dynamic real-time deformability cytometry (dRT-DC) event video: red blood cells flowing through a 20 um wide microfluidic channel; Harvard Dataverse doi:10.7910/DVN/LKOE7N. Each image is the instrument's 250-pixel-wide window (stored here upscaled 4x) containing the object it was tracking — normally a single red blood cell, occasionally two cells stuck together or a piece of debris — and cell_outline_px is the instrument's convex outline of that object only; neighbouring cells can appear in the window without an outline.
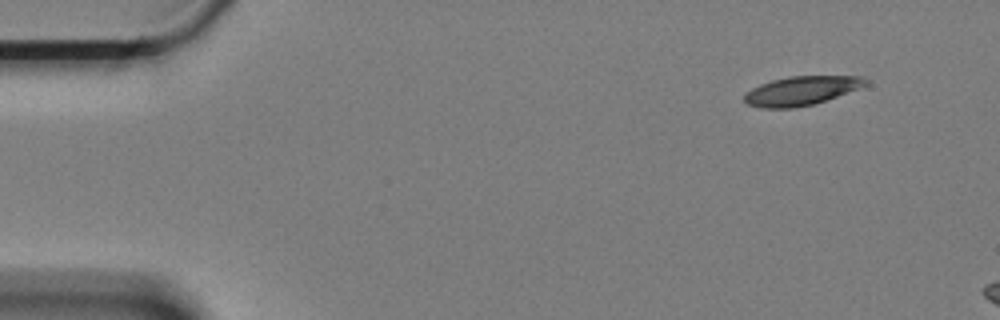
{"species": "Egyptian fruit bat (a non-hibernating species)", "species_latin": "Rousettus aegyptiacus", "temperature_condition": "cold", "stored_images_in_passage": 53, "camera_frame_rate_fps": 3000, "um_per_image_px": 0.085, "animal": {"sex": "female"}, "frame": {"image": 1, "passage_image": 1, "time_ms": 0.0, "image_size_px": [1000, 320], "cell_outline_px": [[868, 84], [860, 88], [812, 104], [792, 108], [760, 108], [748, 104], [744, 100], [744, 92], [760, 84], [772, 80], [788, 76], [860, 76], [868, 80]], "centroid_in_image_um": [68.08, 7.7], "position_along_channel_um": 16.9, "area_um2": 20.35}}
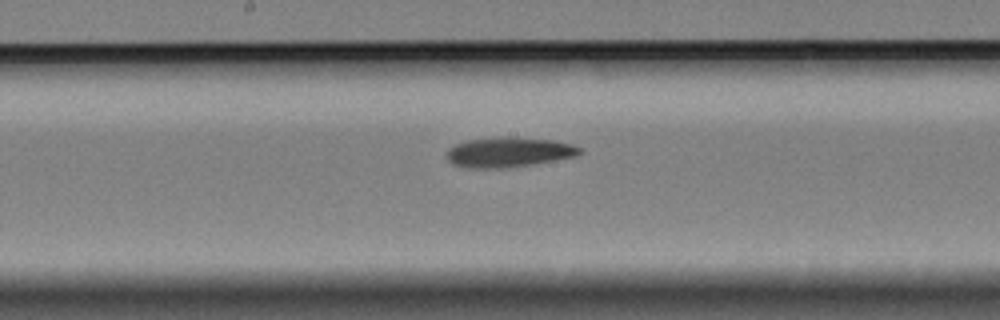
{"frame": {"image": 2, "passage_image": 27, "time_ms": 8.667, "image_size_px": [1000, 320], "cell_outline_px": [[584, 152], [576, 156], [532, 164], [504, 168], [468, 168], [452, 164], [444, 156], [444, 152], [448, 148], [464, 140], [504, 136], [552, 140], [572, 144], [580, 148]], "centroid_in_image_um": [43.18, 12.93], "position_along_channel_um": 205.0, "area_um2": 23.47}}
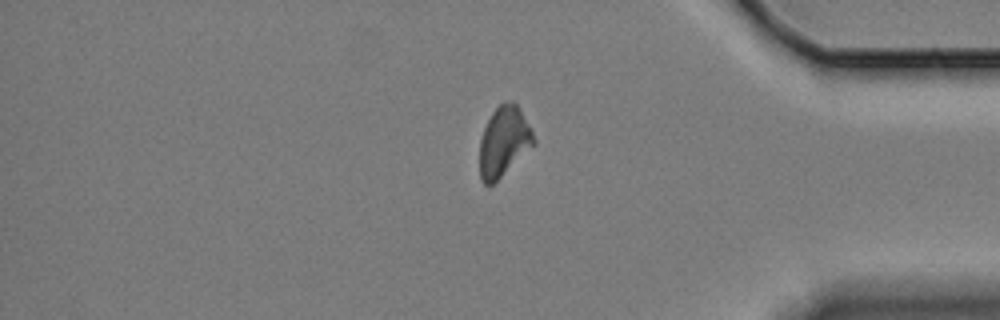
{"frame": {"image": 3, "passage_image": 46, "time_ms": 15.0, "image_size_px": [1000, 320], "cell_outline_px": [[536, 144], [488, 188], [480, 180], [480, 140], [484, 128], [492, 112], [500, 104], [508, 100], [512, 100], [516, 104], [532, 128], [536, 140]], "centroid_in_image_um": [42.84, 12.04], "position_along_channel_um": 392.4, "area_um2": 22.14}, "authors_computed_cell_mechanics": {"area_um2": 22.3686, "velocity_mm_per_s": 3.3091, "shape_relaxation_time_tau1_ms": 7.44, "shape_relaxation_time_tau2_ms": null, "deformation_change_tau1": 0.1613, "deformation_change_tau2": null}}